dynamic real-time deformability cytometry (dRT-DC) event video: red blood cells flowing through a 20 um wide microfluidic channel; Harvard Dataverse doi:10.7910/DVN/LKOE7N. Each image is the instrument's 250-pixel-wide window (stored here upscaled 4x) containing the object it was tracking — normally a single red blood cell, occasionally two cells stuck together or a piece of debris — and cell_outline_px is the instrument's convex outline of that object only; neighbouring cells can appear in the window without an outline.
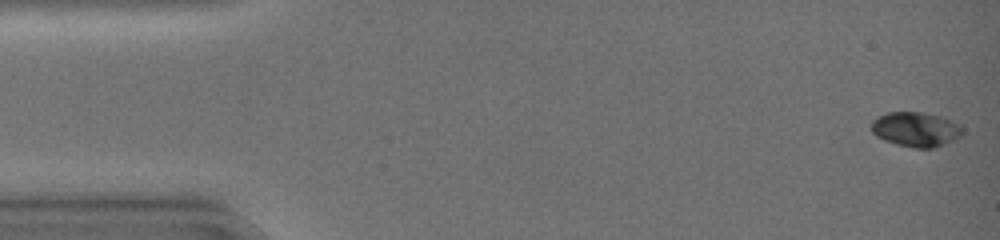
{"species": "common noctule bat (a hibernating species)", "species_latin": "Nyctalus noctula", "temperature_condition": "warm", "stored_images_in_passage": 44, "camera_frame_rate_fps": 3000, "um_per_image_px": 0.085, "animal": {"sex": "female", "body_mass_g": 19.0, "forearm_length_mm": 51.5}, "frame": {"image": 1, "passage_image": 1, "time_ms": 0.0, "image_size_px": [1000, 240], "cell_outline_px": [[964, 132], [960, 136], [952, 140], [932, 148], [916, 148], [900, 144], [876, 136], [872, 132], [872, 120], [888, 112], [920, 112], [936, 116], [948, 120], [956, 124]], "centroid_in_image_um": [77.81, 10.99], "position_along_channel_um": 7.2, "area_um2": 17.63}}
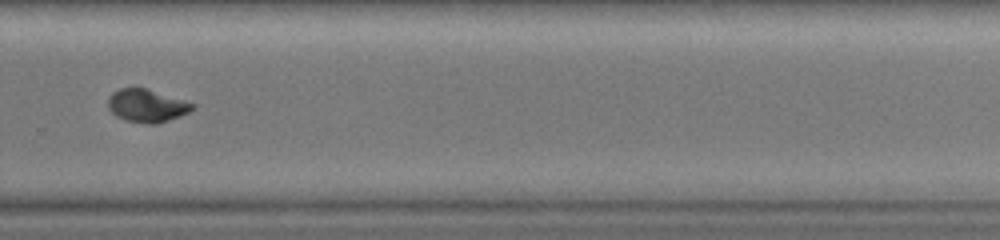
{"frame": {"image": 2, "passage_image": 31, "time_ms": 10.0, "image_size_px": [1000, 240], "cell_outline_px": [[196, 108], [180, 116], [156, 124], [144, 124], [124, 120], [116, 116], [108, 108], [108, 96], [112, 92], [120, 88], [144, 88], [184, 100], [196, 104]], "centroid_in_image_um": [12.47, 8.99], "position_along_channel_um": 317.3, "area_um2": 16.24}}
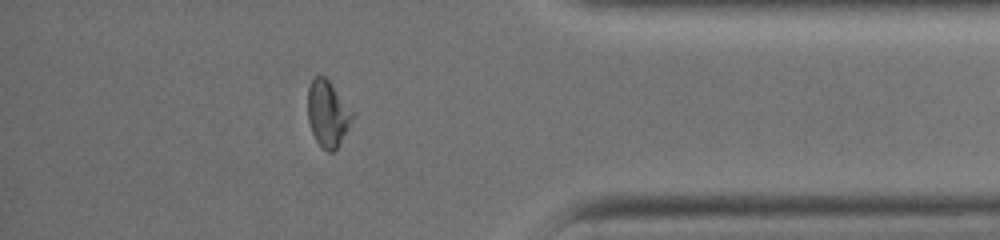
{"frame": {"image": 3, "passage_image": 38, "time_ms": 12.333, "image_size_px": [1000, 240], "cell_outline_px": [[352, 116], [336, 148], [332, 152], [328, 152], [316, 140], [312, 132], [308, 120], [308, 88], [312, 80], [316, 76], [324, 76], [328, 80], [352, 112]], "centroid_in_image_um": [27.79, 9.64], "position_along_channel_um": 407.4, "area_um2": 16.24}, "authors_computed_cell_mechanics": {"area_um2": 17.051, "velocity_mm_per_s": 4.4368, "shape_relaxation_time_tau1_ms": 8.2727, "shape_relaxation_time_tau2_ms": 1.1307, "deformation_change_tau1": 0.2592, "deformation_change_tau2": 0.0398}}